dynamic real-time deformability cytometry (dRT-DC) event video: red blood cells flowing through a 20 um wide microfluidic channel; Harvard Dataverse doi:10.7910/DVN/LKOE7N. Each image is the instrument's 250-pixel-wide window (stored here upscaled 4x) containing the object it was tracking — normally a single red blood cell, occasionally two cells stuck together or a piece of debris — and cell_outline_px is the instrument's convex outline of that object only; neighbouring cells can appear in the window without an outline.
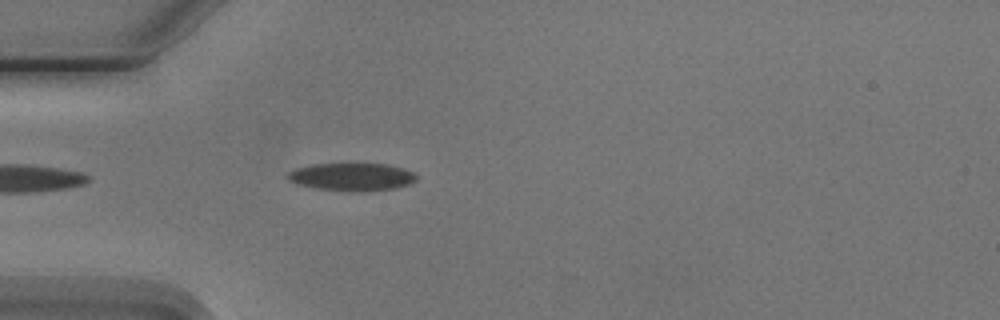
{"species": "Egyptian fruit bat (a non-hibernating species)", "species_latin": "Rousettus aegyptiacus", "temperature_condition": "cold", "stored_images_in_passage": 4, "camera_frame_rate_fps": 3000, "um_per_image_px": 0.085, "animal": {"sex": "male"}, "frame": {"image": 1, "passage_image": 4, "time_ms": 4.333, "image_size_px": [1000, 320], "cell_outline_px": [[416, 180], [408, 184], [392, 188], [320, 188], [296, 184], [288, 180], [288, 172], [296, 168], [312, 164], [384, 164], [404, 168], [412, 172], [416, 176]], "centroid_in_image_um": [29.86, 14.97], "position_along_channel_um": 55.1, "area_um2": 19.42}}